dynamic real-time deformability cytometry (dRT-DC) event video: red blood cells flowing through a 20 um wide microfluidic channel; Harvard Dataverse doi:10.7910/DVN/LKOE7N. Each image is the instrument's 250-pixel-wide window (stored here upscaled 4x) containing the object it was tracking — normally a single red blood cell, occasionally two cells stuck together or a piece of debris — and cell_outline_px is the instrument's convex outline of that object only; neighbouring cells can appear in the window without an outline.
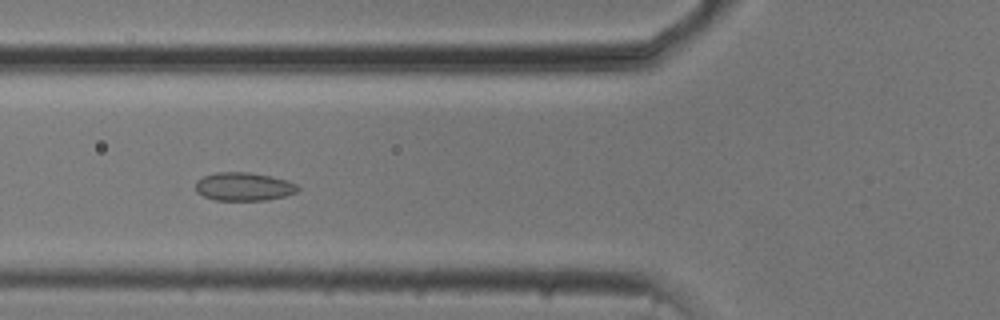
{"species": "common noctule bat (a hibernating species)", "species_latin": "Nyctalus noctula", "temperature_condition": "cold", "stored_images_in_passage": 53, "camera_frame_rate_fps": 3000, "um_per_image_px": 0.085, "animal": {"sex": "male", "body_mass_g": 20.5, "forearm_length_mm": 52.5}, "frame": {"image": 1, "passage_image": 19, "time_ms": 6.0, "image_size_px": [1000, 320], "cell_outline_px": [[300, 188], [296, 192], [284, 196], [268, 200], [216, 200], [204, 196], [196, 192], [196, 180], [204, 176], [216, 172], [248, 172], [272, 176], [288, 180], [296, 184]], "centroid_in_image_um": [20.73, 15.85], "position_along_channel_um": 105.1, "area_um2": 16.94}}
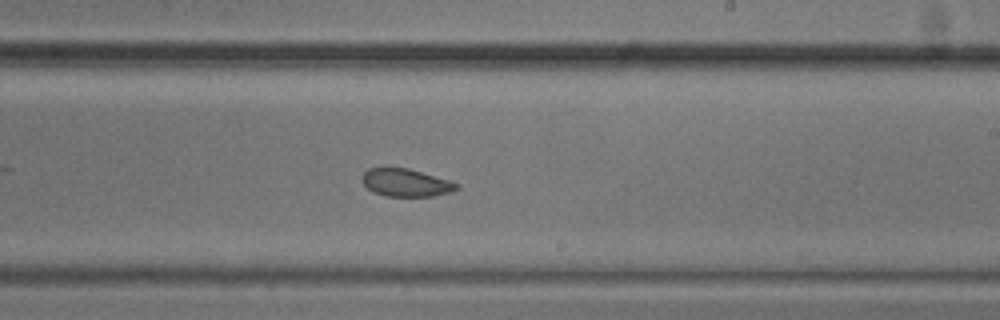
{"frame": {"image": 2, "passage_image": 31, "time_ms": 10.0, "image_size_px": [1000, 320], "cell_outline_px": [[460, 188], [452, 192], [432, 196], [384, 196], [372, 192], [364, 184], [364, 172], [368, 168], [384, 164], [408, 168], [448, 180], [460, 184]], "centroid_in_image_um": [34.48, 15.49], "position_along_channel_um": 254.5, "area_um2": 15.72}}
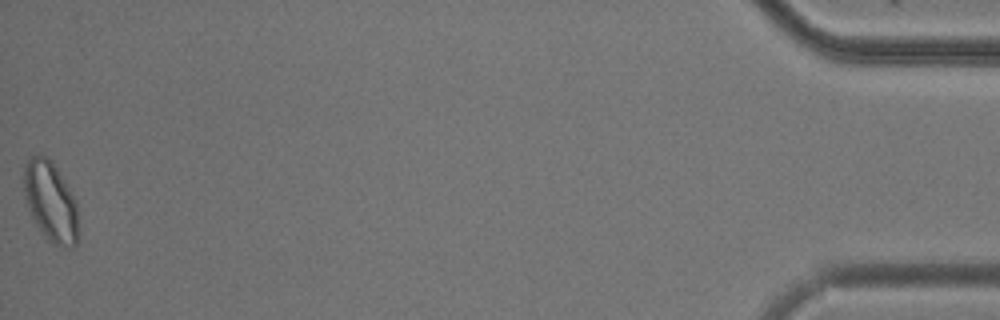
{"frame": {"image": 3, "passage_image": 53, "time_ms": 17.333, "image_size_px": [1000, 320], "cell_outline_px": [[76, 244], [72, 248], [68, 248], [56, 244], [48, 240], [44, 236], [36, 224], [32, 216], [24, 196], [24, 164], [32, 156], [48, 156], [52, 160], [64, 180], [76, 204]], "centroid_in_image_um": [4.27, 17.11], "position_along_channel_um": 430.9, "area_um2": 24.8}, "authors_computed_cell_mechanics": {"area_um2": 17.6868, "velocity_mm_per_s": 3.7284, "shape_relaxation_time_tau1_ms": null, "shape_relaxation_time_tau2_ms": 2.9904, "deformation_change_tau1": null, "deformation_change_tau2": 0.051}}